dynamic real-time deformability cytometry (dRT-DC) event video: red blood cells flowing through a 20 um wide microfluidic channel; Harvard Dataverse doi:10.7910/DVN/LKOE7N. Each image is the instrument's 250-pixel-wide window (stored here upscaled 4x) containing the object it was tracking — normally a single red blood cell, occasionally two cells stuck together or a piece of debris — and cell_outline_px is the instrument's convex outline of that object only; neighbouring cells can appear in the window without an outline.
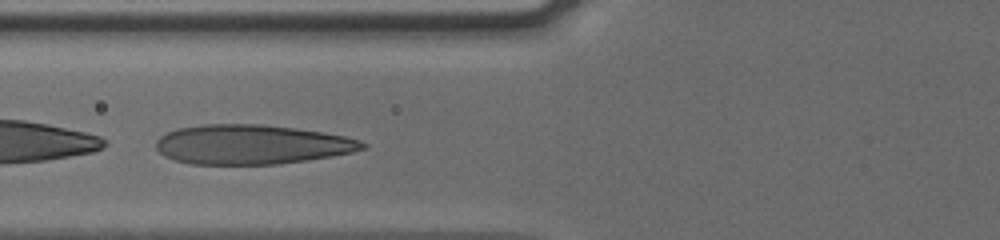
{"species": "human", "species_latin": "Homo sapiens", "temperature_condition": "cold", "stored_images_in_passage": 37, "camera_frame_rate_fps": 3000, "um_per_image_px": 0.085, "donor": {"sex": "male"}, "frame": {"image": 1, "passage_image": 14, "time_ms": 4.333, "image_size_px": [1000, 240], "cell_outline_px": [[368, 148], [352, 152], [332, 156], [308, 160], [276, 164], [192, 164], [176, 160], [164, 156], [156, 148], [156, 140], [160, 136], [176, 128], [204, 124], [260, 124], [296, 128], [324, 132], [344, 136], [360, 140], [368, 144]], "centroid_in_image_um": [21.41, 12.28], "position_along_channel_um": 104.4, "area_um2": 47.69}}
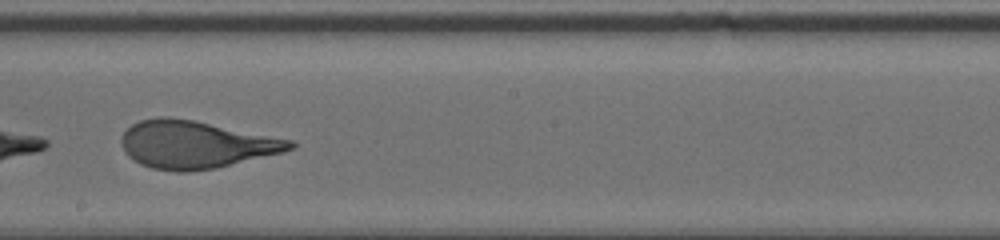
{"frame": {"image": 2, "passage_image": 24, "time_ms": 7.667, "image_size_px": [1000, 240], "cell_outline_px": [[296, 148], [284, 152], [216, 168], [188, 172], [176, 172], [152, 168], [140, 164], [128, 156], [124, 152], [120, 140], [124, 132], [132, 124], [140, 120], [168, 116], [192, 120], [292, 140], [296, 144]], "centroid_in_image_um": [16.62, 12.3], "position_along_channel_um": 231.6, "area_um2": 46.59}}
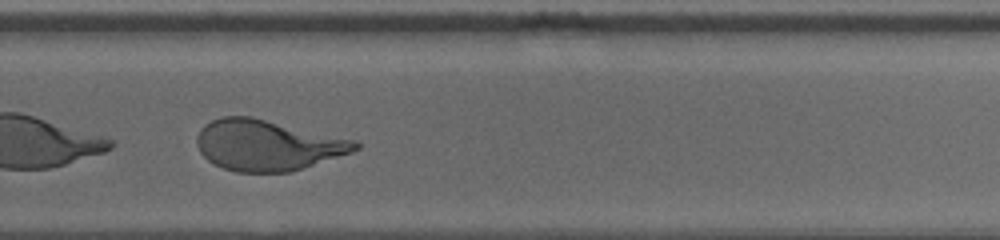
{"frame": {"image": 3, "passage_image": 30, "time_ms": 9.667, "image_size_px": [1000, 240], "cell_outline_px": [[360, 148], [352, 152], [292, 172], [236, 172], [224, 168], [208, 160], [200, 152], [196, 144], [196, 136], [204, 124], [212, 120], [224, 116], [252, 116], [356, 140], [360, 144]], "centroid_in_image_um": [22.74, 12.33], "position_along_channel_um": 307.1, "area_um2": 46.93}, "authors_computed_cell_mechanics": {"area_um2": 46.9336, "velocity_mm_per_s": 3.7991, "shape_relaxation_time_tau1_ms": 5.8268, "shape_relaxation_time_tau2_ms": null, "deformation_change_tau1": 0.2485, "deformation_change_tau2": null}}